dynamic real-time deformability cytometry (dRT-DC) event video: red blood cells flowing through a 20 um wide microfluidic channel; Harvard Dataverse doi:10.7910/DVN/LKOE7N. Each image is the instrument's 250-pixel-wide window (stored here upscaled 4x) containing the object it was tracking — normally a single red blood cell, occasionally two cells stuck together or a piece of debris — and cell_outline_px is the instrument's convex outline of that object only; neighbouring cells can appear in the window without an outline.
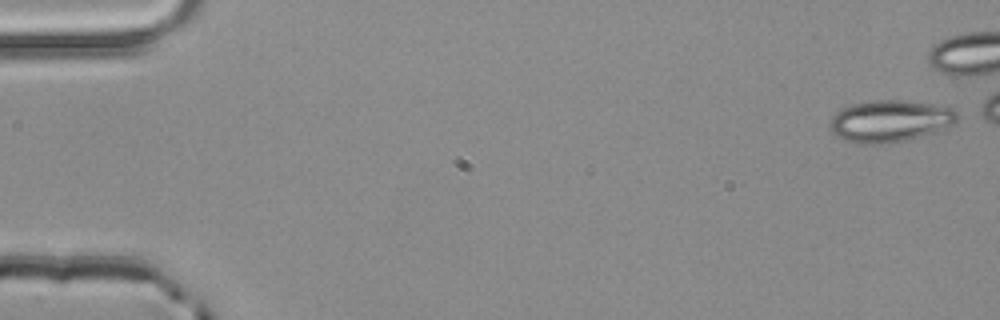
{"species": "common noctule bat (a hibernating species)", "species_latin": "Nyctalus noctula", "temperature_condition": "room temperature", "stored_images_in_passage": 6, "camera_frame_rate_fps": 3000, "um_per_image_px": 0.085, "animal": {"sex": "male", "body_mass_g": 20.4}, "frame": {"image": 1, "passage_image": 1, "time_ms": 0.0, "image_size_px": [1000, 320], "cell_outline_px": [[960, 116], [956, 124], [940, 132], [904, 140], [880, 144], [864, 144], [844, 140], [836, 136], [832, 132], [828, 124], [832, 116], [836, 112], [852, 104], [868, 100], [904, 100], [932, 104], [952, 108]], "centroid_in_image_um": [75.69, 10.29], "position_along_channel_um": 9.3, "area_um2": 31.5}}